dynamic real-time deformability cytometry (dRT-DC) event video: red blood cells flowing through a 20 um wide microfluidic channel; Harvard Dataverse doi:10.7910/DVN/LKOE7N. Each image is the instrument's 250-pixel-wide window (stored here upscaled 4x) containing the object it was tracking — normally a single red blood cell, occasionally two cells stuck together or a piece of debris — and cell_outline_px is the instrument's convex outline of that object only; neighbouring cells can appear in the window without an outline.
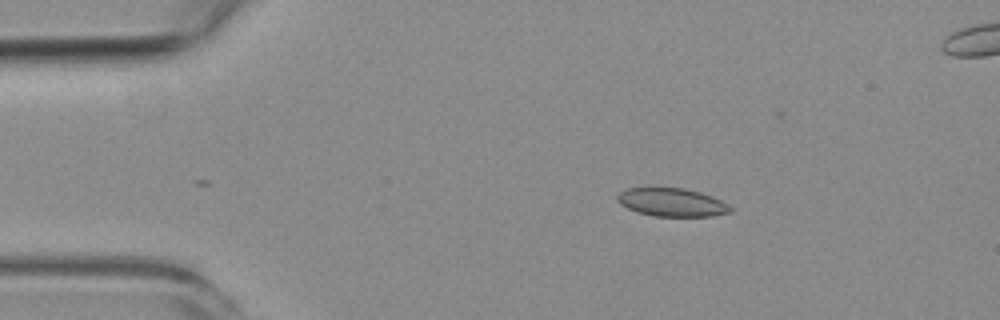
{"species": "common noctule bat (a hibernating species)", "species_latin": "Nyctalus noctula", "temperature_condition": "room temperature", "stored_images_in_passage": 2, "camera_frame_rate_fps": 3000, "um_per_image_px": 0.085, "animal": {"sex": "female", "body_mass_g": 19.3, "forearm_length_mm": 54.1}, "frame": {"image": 1, "passage_image": 2, "time_ms": 1.0, "image_size_px": [1000, 320], "cell_outline_px": [[732, 212], [712, 216], [652, 216], [636, 212], [620, 204], [616, 200], [616, 196], [620, 192], [628, 188], [684, 188], [700, 192], [712, 196], [728, 204], [732, 208]], "centroid_in_image_um": [57.1, 17.2], "position_along_channel_um": 27.9, "area_um2": 18.67}}